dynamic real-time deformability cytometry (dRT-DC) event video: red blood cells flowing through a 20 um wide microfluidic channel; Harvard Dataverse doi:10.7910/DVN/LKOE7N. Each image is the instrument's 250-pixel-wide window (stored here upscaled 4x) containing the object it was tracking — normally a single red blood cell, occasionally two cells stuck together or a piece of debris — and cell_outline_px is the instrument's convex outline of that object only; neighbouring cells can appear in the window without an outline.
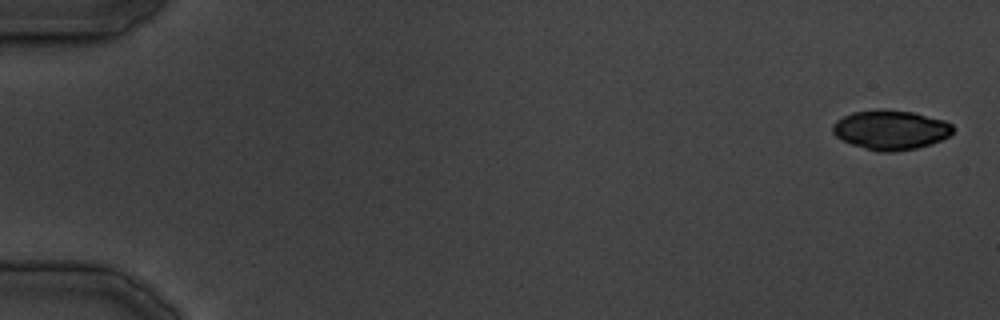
{"species": "common noctule bat (a hibernating species)", "species_latin": "Nyctalus noctula", "temperature_condition": "cold", "stored_images_in_passage": 40, "camera_frame_rate_fps": 3000, "um_per_image_px": 0.085, "animal": {"sex": "male", "body_mass_g": 19.5, "forearm_length_mm": 54.6}, "frame": {"image": 1, "passage_image": 1, "time_ms": 0.0, "image_size_px": [1000, 320], "cell_outline_px": [[952, 132], [948, 136], [932, 144], [916, 148], [892, 152], [880, 152], [864, 148], [852, 144], [836, 136], [832, 132], [832, 124], [836, 120], [852, 112], [884, 108], [912, 112], [944, 120], [952, 124]], "centroid_in_image_um": [75.69, 11.03], "position_along_channel_um": 9.3, "area_um2": 27.69}}
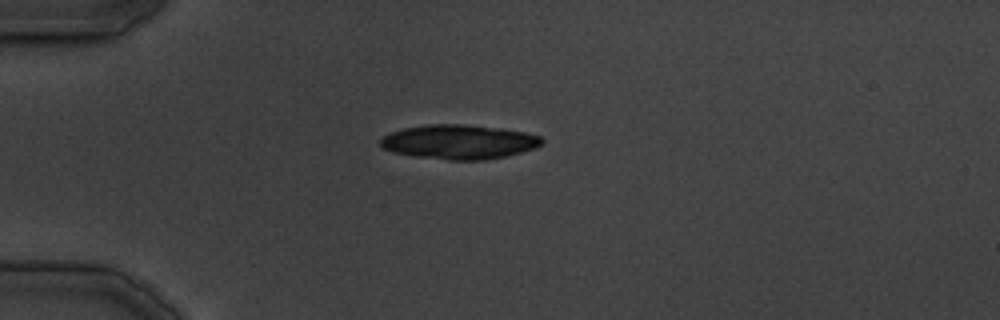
{"frame": {"image": 2, "passage_image": 11, "time_ms": 11.333, "image_size_px": [1000, 320], "cell_outline_px": [[544, 140], [536, 148], [504, 156], [484, 160], [448, 160], [416, 156], [392, 152], [384, 148], [380, 144], [380, 140], [384, 136], [392, 132], [404, 128], [428, 124], [464, 124], [500, 128], [524, 132], [540, 136]], "centroid_in_image_um": [39.02, 12.06], "position_along_channel_um": 46.0, "area_um2": 32.14}}